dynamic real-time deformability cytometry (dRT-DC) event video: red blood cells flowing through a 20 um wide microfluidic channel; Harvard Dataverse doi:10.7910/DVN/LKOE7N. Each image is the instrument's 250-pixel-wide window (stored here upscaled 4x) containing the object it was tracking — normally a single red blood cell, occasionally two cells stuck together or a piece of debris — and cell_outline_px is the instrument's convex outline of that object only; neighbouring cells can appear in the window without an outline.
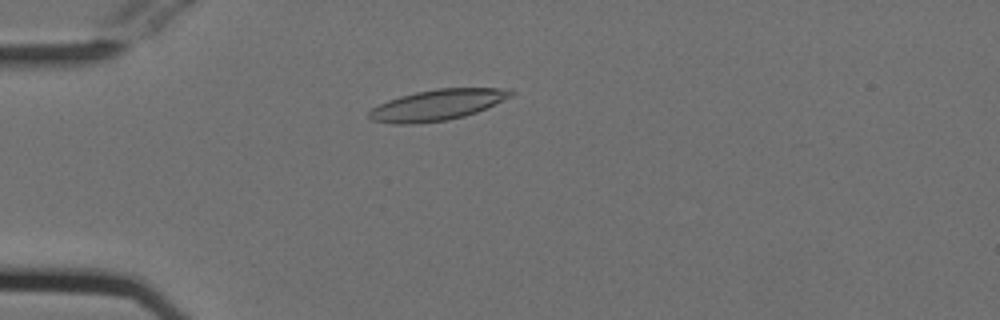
{"species": "Egyptian fruit bat (a non-hibernating species)", "species_latin": "Rousettus aegyptiacus", "temperature_condition": "cold", "stored_images_in_passage": 42, "camera_frame_rate_fps": 3000, "um_per_image_px": 0.085, "animal": {"sex": "female"}, "frame": {"image": 1, "passage_image": 3, "time_ms": 0.667, "image_size_px": [1000, 320], "cell_outline_px": [[516, 92], [512, 96], [476, 112], [464, 116], [448, 120], [416, 124], [396, 124], [372, 120], [368, 116], [368, 112], [372, 108], [388, 100], [400, 96], [416, 92], [436, 88], [512, 88]], "centroid_in_image_um": [37.19, 8.91], "position_along_channel_um": 47.8, "area_um2": 25.49}}
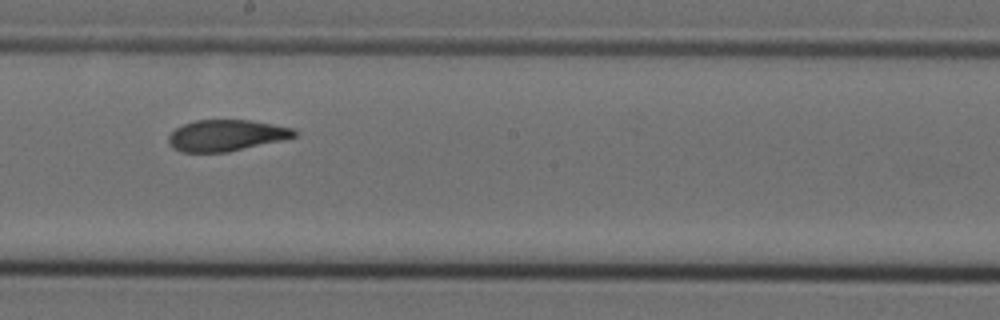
{"frame": {"image": 2, "passage_image": 19, "time_ms": 6.0, "image_size_px": [1000, 320], "cell_outline_px": [[296, 136], [284, 140], [228, 152], [180, 152], [172, 148], [168, 140], [168, 136], [176, 128], [184, 124], [196, 120], [248, 120], [272, 124], [292, 128], [296, 132]], "centroid_in_image_um": [19.21, 11.52], "position_along_channel_um": 229.0, "area_um2": 22.89}}
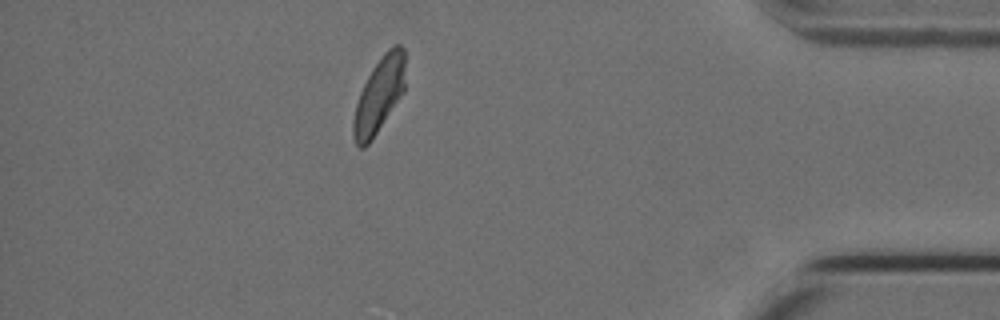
{"frame": {"image": 3, "passage_image": 36, "time_ms": 11.667, "image_size_px": [1000, 320], "cell_outline_px": [[404, 92], [372, 140], [364, 148], [360, 148], [356, 144], [352, 136], [352, 124], [356, 104], [360, 92], [372, 68], [384, 52], [388, 48], [396, 44], [400, 44], [404, 48]], "centroid_in_image_um": [32.21, 8.1], "position_along_channel_um": 403.0, "area_um2": 22.72}, "authors_computed_cell_mechanics": {"area_um2": 23.7847, "velocity_mm_per_s": 3.752, "shape_relaxation_time_tau1_ms": 5.0677, "shape_relaxation_time_tau2_ms": 2.2926, "deformation_change_tau1": 0.1533, "deformation_change_tau2": 0.0786}}